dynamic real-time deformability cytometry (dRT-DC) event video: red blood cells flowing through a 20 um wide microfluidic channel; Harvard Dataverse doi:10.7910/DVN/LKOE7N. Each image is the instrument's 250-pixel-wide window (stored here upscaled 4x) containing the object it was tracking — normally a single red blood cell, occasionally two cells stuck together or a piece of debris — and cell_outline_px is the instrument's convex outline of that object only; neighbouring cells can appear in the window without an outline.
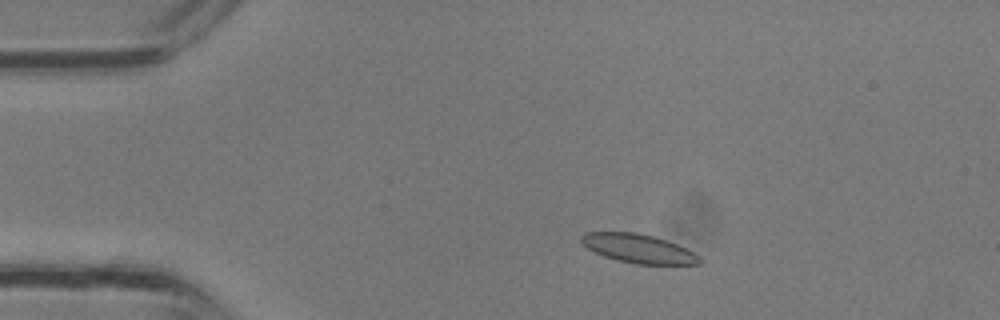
{"species": "common noctule bat (a hibernating species)", "species_latin": "Nyctalus noctula", "temperature_condition": "room temperature", "stored_images_in_passage": 32, "camera_frame_rate_fps": 3000, "um_per_image_px": 0.085, "animal": {"sex": "male", "body_mass_g": 13.3}, "frame": {"image": 1, "passage_image": 4, "time_ms": 1.0, "image_size_px": [1000, 320], "cell_outline_px": [[704, 260], [700, 264], [636, 264], [616, 260], [604, 256], [588, 248], [580, 240], [580, 236], [584, 232], [636, 232], [652, 236], [676, 244], [700, 256]], "centroid_in_image_um": [54.26, 21.13], "position_along_channel_um": 30.7, "area_um2": 19.71}}
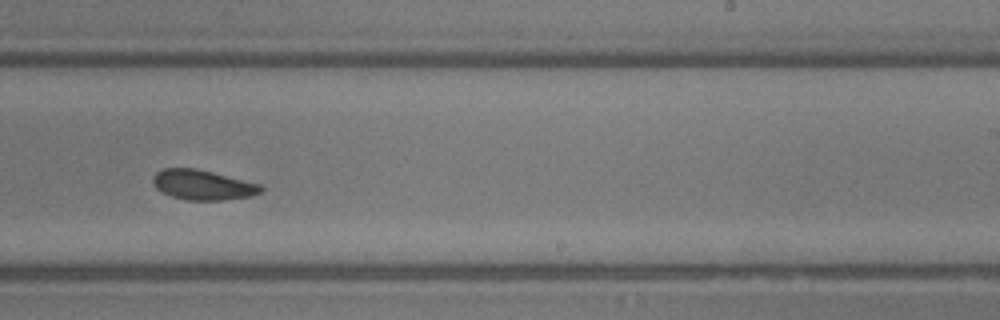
{"frame": {"image": 2, "passage_image": 19, "time_ms": 6.0, "image_size_px": [1000, 320], "cell_outline_px": [[264, 188], [260, 192], [252, 196], [224, 200], [188, 200], [172, 196], [156, 188], [152, 184], [152, 176], [156, 172], [164, 168], [196, 168], [260, 184]], "centroid_in_image_um": [17.22, 15.71], "position_along_channel_um": 271.8, "area_um2": 18.79}}
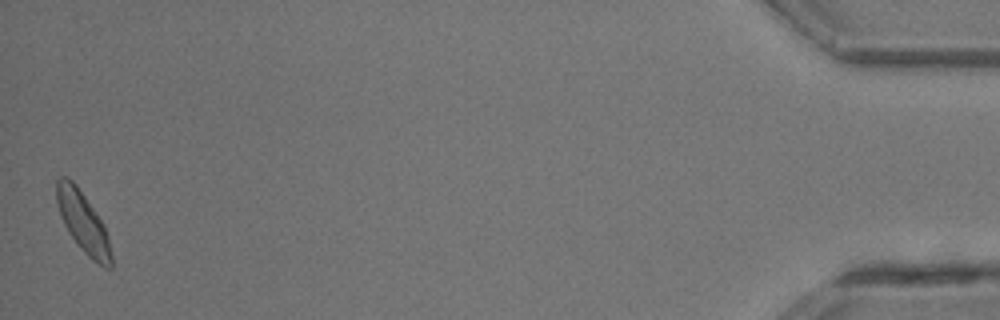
{"frame": {"image": 3, "passage_image": 32, "time_ms": 10.333, "image_size_px": [1000, 320], "cell_outline_px": [[112, 268], [104, 268], [92, 260], [80, 248], [68, 232], [60, 216], [56, 200], [56, 180], [60, 176], [68, 176], [76, 184], [104, 224], [108, 236], [112, 256]], "centroid_in_image_um": [7.06, 18.89], "position_along_channel_um": 428.1, "area_um2": 19.42}}